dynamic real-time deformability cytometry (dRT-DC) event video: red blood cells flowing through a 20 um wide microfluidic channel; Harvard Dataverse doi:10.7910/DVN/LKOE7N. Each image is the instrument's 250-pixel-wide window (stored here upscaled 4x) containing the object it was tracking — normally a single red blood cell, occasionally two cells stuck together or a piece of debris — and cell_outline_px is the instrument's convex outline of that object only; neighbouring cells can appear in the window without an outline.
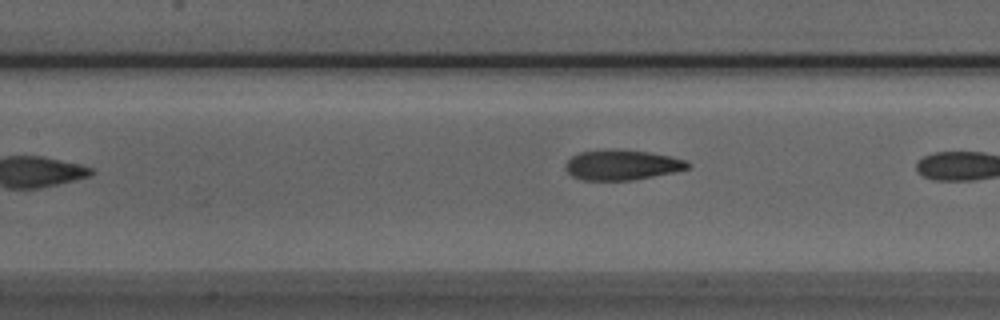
{"species": "Egyptian fruit bat (a non-hibernating species)", "species_latin": "Rousettus aegyptiacus", "temperature_condition": "room temperature", "stored_images_in_passage": 8, "camera_frame_rate_fps": 3000, "um_per_image_px": 0.085, "animal": {"sex": "male"}, "frame": {"image": 1, "passage_image": 7, "time_ms": 2.0, "image_size_px": [1000, 320], "cell_outline_px": [[692, 164], [688, 168], [672, 172], [632, 180], [580, 180], [572, 176], [564, 168], [564, 164], [572, 156], [580, 152], [648, 152], [688, 160]], "centroid_in_image_um": [52.86, 14.07], "position_along_channel_um": 154.5, "area_um2": 20.58}}